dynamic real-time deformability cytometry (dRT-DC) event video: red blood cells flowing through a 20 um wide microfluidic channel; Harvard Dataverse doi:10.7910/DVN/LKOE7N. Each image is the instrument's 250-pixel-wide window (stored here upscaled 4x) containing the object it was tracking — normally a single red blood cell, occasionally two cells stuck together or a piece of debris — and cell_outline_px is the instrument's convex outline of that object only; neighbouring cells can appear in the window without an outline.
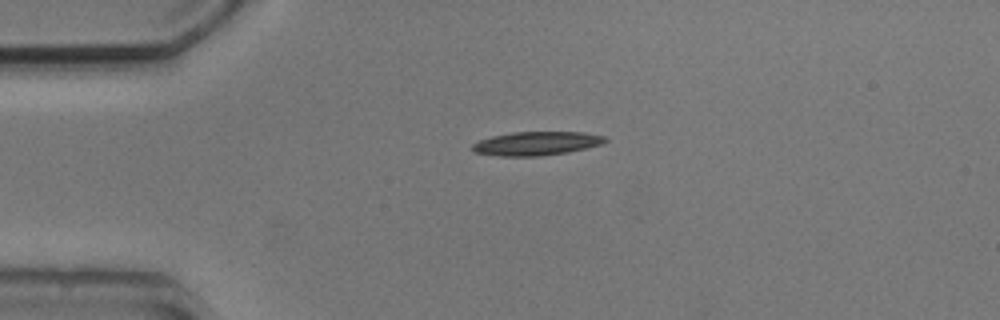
{"species": "common noctule bat (a hibernating species)", "species_latin": "Nyctalus noctula", "temperature_condition": "cold", "stored_images_in_passage": 3, "camera_frame_rate_fps": 3000, "um_per_image_px": 0.085, "animal": {"sex": "male", "body_mass_g": 20.5, "forearm_length_mm": 52.5}, "frame": {"image": 1, "passage_image": 3, "time_ms": 2.333, "image_size_px": [1000, 320], "cell_outline_px": [[608, 140], [600, 144], [568, 152], [540, 156], [500, 156], [476, 152], [472, 148], [472, 144], [480, 140], [492, 136], [512, 132], [584, 132], [604, 136]], "centroid_in_image_um": [45.59, 12.19], "position_along_channel_um": 39.4, "area_um2": 18.15}}